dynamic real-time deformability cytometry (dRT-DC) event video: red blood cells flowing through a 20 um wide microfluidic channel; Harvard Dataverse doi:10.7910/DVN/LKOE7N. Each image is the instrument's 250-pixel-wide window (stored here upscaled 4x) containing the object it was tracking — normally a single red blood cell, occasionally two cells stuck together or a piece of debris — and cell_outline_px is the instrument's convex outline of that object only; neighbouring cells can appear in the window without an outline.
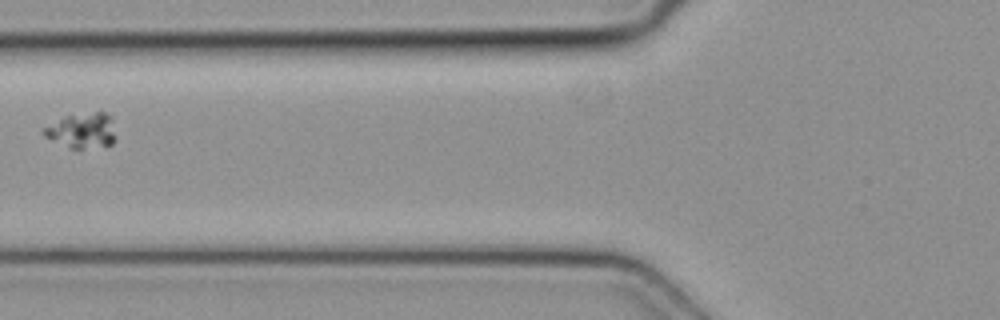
{"species": "common noctule bat (a hibernating species)", "species_latin": "Nyctalus noctula", "temperature_condition": "cold", "stored_images_in_passage": 2, "camera_frame_rate_fps": 3000, "um_per_image_px": 0.085, "animal": {"sex": "female", "body_mass_g": 19.3, "forearm_length_mm": 54.1}, "frame": {"image": 1, "passage_image": 2, "time_ms": 0.333, "image_size_px": [1000, 320], "cell_outline_px": [[116, 140], [112, 144], [80, 148], [72, 148], [44, 136], [40, 132], [40, 128], [64, 116], [96, 112], [104, 112], [112, 116]], "centroid_in_image_um": [6.96, 11.07], "position_along_channel_um": 118.8, "area_um2": 14.74}}